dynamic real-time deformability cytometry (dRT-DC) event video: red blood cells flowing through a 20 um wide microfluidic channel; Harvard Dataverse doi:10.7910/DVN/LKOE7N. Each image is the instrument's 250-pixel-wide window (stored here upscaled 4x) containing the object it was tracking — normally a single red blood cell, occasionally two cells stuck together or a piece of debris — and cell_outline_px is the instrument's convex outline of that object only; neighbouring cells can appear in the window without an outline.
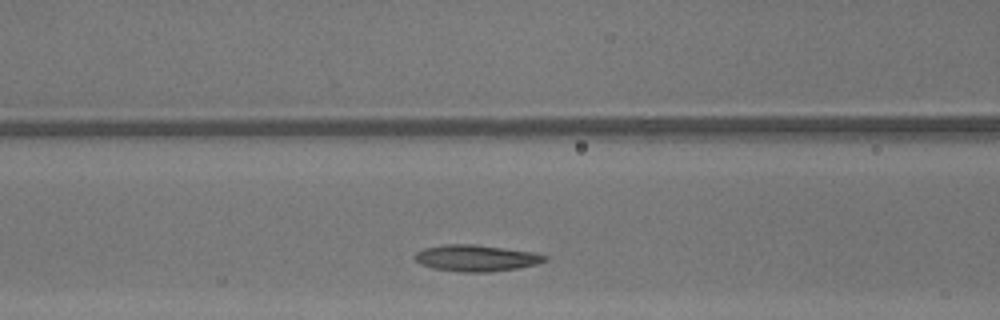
{"species": "common noctule bat (a hibernating species)", "species_latin": "Nyctalus noctula", "temperature_condition": "warm", "stored_images_in_passage": 24, "camera_frame_rate_fps": 3000, "um_per_image_px": 0.085, "animal": {"sex": "male", "body_mass_g": 13.3}, "frame": {"image": 1, "passage_image": 7, "time_ms": 2.0, "image_size_px": [1000, 320], "cell_outline_px": [[548, 260], [536, 264], [516, 268], [488, 272], [464, 272], [432, 268], [420, 264], [412, 256], [416, 252], [424, 248], [444, 244], [476, 244], [532, 252], [548, 256]], "centroid_in_image_um": [40.44, 21.93], "position_along_channel_um": 126.2, "area_um2": 20.0}}
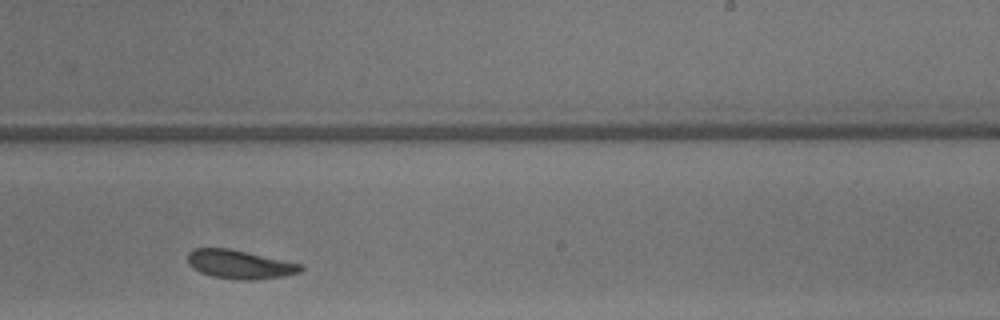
{"frame": {"image": 2, "passage_image": 17, "time_ms": 5.333, "image_size_px": [1000, 320], "cell_outline_px": [[304, 268], [300, 272], [284, 276], [252, 280], [236, 280], [212, 276], [200, 272], [192, 268], [188, 264], [188, 252], [192, 248], [228, 248], [304, 264]], "centroid_in_image_um": [20.38, 22.47], "position_along_channel_um": 268.6, "area_um2": 19.07}}
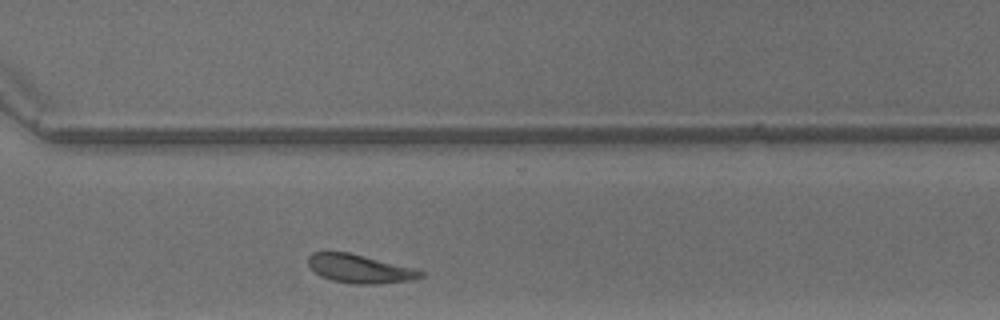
{"frame": {"image": 3, "passage_image": 22, "time_ms": 7.0, "image_size_px": [1000, 320], "cell_outline_px": [[424, 276], [412, 280], [380, 284], [352, 284], [332, 280], [320, 276], [308, 264], [308, 256], [312, 252], [348, 252], [412, 268], [424, 272]], "centroid_in_image_um": [30.56, 22.86], "position_along_channel_um": 340.0, "area_um2": 18.5}, "authors_computed_cell_mechanics": {"area_um2": 19.074, "velocity_mm_per_s": 4.2881, "shape_relaxation_time_tau1_ms": 1.9171, "shape_relaxation_time_tau2_ms": 6.0944, "deformation_change_tau1": 0.097, "deformation_change_tau2": 0.1273}}